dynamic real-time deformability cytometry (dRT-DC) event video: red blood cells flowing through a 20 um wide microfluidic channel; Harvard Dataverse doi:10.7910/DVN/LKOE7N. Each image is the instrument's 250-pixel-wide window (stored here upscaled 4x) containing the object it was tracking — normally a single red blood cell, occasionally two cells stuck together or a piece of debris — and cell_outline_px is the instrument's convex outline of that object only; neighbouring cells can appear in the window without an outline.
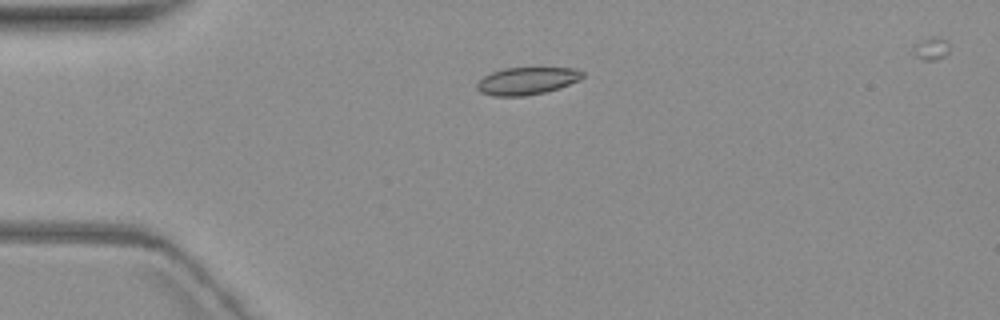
{"species": "common noctule bat (a hibernating species)", "species_latin": "Nyctalus noctula", "temperature_condition": "warm", "stored_images_in_passage": 5, "camera_frame_rate_fps": 3000, "um_per_image_px": 0.085, "animal": {"sex": "female", "body_mass_g": 19.3, "forearm_length_mm": 54.1}, "frame": {"image": 1, "passage_image": 1, "time_ms": 0.0, "image_size_px": [1000, 320], "cell_outline_px": [[584, 76], [580, 80], [544, 92], [524, 96], [492, 96], [480, 92], [476, 88], [476, 84], [484, 76], [492, 72], [504, 68], [576, 68], [584, 72]], "centroid_in_image_um": [44.77, 6.87], "position_along_channel_um": 40.2, "area_um2": 16.76}}
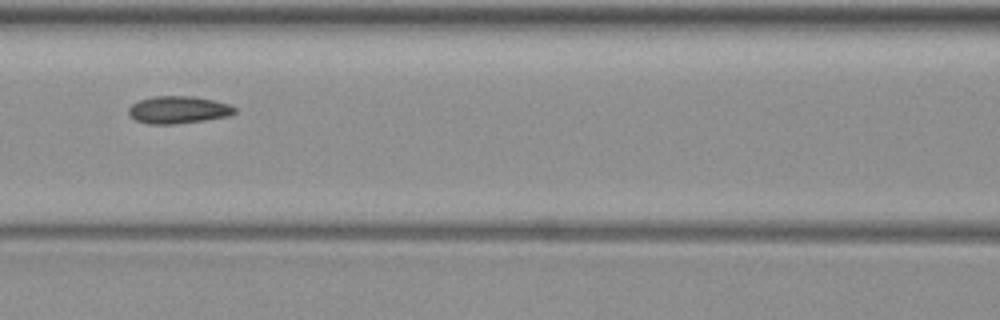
{"frame": {"image": 2, "passage_image": 4, "time_ms": 4.0, "image_size_px": [1000, 320], "cell_outline_px": [[236, 112], [228, 116], [204, 120], [176, 124], [148, 124], [136, 120], [128, 112], [128, 108], [132, 104], [140, 100], [152, 96], [192, 96], [216, 100], [228, 104], [236, 108]], "centroid_in_image_um": [15.16, 9.33], "position_along_channel_um": 151.4, "area_um2": 16.94}}
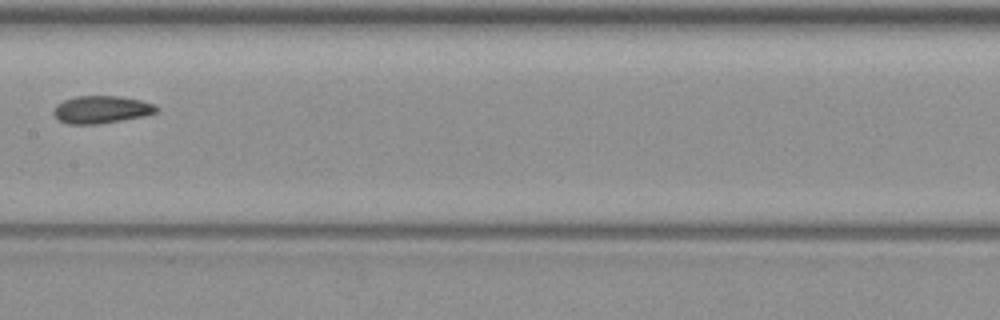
{"frame": {"image": 3, "passage_image": 5, "time_ms": 5.333, "image_size_px": [1000, 320], "cell_outline_px": [[160, 108], [156, 112], [144, 116], [96, 124], [68, 124], [60, 120], [52, 112], [56, 104], [64, 100], [76, 96], [120, 96], [140, 100], [156, 104]], "centroid_in_image_um": [8.63, 9.3], "position_along_channel_um": 198.8, "area_um2": 16.47}}